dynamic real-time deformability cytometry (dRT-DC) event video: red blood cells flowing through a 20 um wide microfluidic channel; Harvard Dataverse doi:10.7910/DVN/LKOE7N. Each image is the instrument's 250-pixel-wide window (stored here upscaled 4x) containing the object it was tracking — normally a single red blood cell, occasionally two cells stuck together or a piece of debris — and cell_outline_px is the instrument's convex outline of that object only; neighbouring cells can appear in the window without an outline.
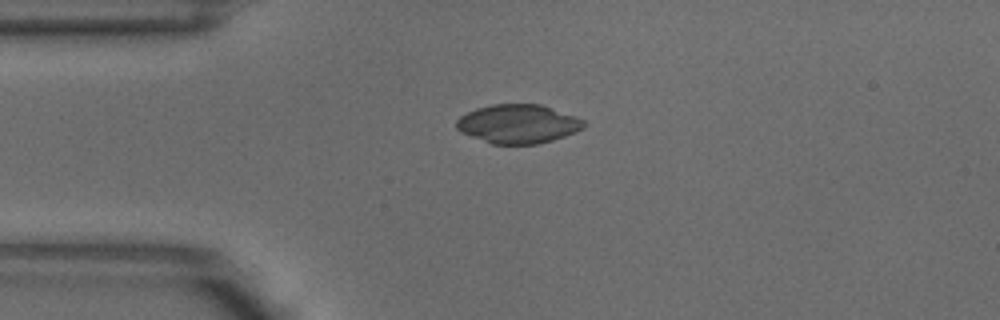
{"species": "common noctule bat (a hibernating species)", "species_latin": "Nyctalus noctula", "temperature_condition": "warm", "stored_images_in_passage": 2, "camera_frame_rate_fps": 3000, "um_per_image_px": 0.085, "animal": {"sex": "male", "body_mass_g": 18.8}, "frame": {"image": 1, "passage_image": 1, "time_ms": 0.0, "image_size_px": [1000, 320], "cell_outline_px": [[588, 124], [584, 128], [576, 132], [552, 140], [536, 144], [492, 144], [460, 132], [456, 128], [456, 120], [460, 116], [476, 108], [492, 104], [540, 104], [576, 116], [584, 120]], "centroid_in_image_um": [44.05, 10.53], "position_along_channel_um": 41.0, "area_um2": 28.96}}
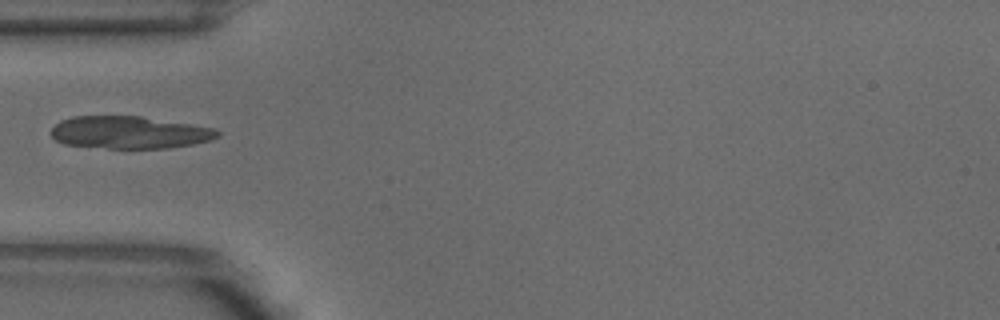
{"frame": {"image": 2, "passage_image": 2, "time_ms": 0.333, "image_size_px": [1000, 320], "cell_outline_px": [[220, 136], [212, 140], [192, 144], [168, 148], [108, 148], [64, 144], [56, 140], [52, 136], [52, 128], [60, 120], [72, 116], [140, 116], [192, 124], [216, 128], [220, 132]], "centroid_in_image_um": [11.03, 11.25], "position_along_channel_um": 74.0, "area_um2": 31.5}}